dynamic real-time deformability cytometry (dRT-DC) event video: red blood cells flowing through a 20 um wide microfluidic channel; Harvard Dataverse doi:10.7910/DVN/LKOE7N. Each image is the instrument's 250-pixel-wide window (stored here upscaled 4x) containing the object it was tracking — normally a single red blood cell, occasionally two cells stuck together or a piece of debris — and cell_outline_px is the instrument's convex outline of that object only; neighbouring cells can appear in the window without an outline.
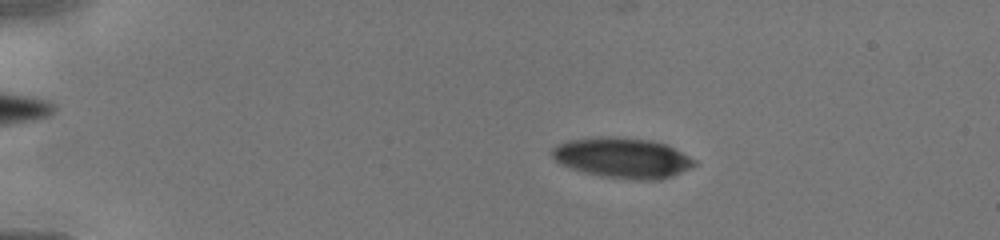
{"species": "human", "species_latin": "Homo sapiens", "temperature_condition": "cold", "stored_images_in_passage": 16, "camera_frame_rate_fps": 3000, "um_per_image_px": 0.085, "donor": {"sex": "male"}, "frame": {"image": 1, "passage_image": 9, "time_ms": 2.667, "image_size_px": [1000, 240], "cell_outline_px": [[696, 164], [692, 168], [672, 176], [660, 180], [632, 180], [600, 176], [568, 168], [560, 164], [552, 156], [552, 148], [556, 144], [568, 140], [604, 136], [652, 140], [664, 144], [696, 160]], "centroid_in_image_um": [52.89, 13.43], "position_along_channel_um": 32.1, "area_um2": 33.52}}
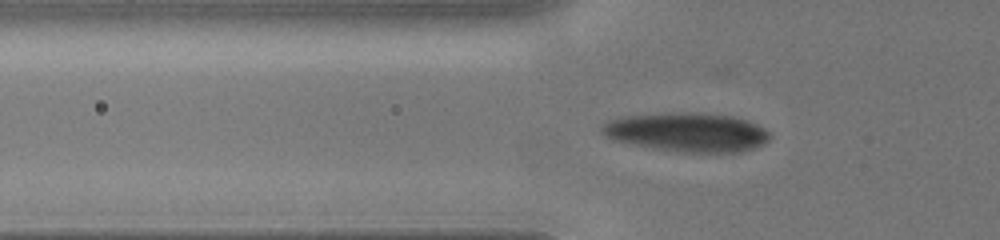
{"frame": {"image": 2, "passage_image": 15, "time_ms": 5.0, "image_size_px": [1000, 240], "cell_outline_px": [[772, 136], [768, 140], [752, 148], [740, 152], [676, 152], [632, 144], [612, 140], [604, 136], [600, 132], [600, 128], [608, 120], [620, 116], [664, 112], [692, 112], [732, 116], [748, 120], [764, 128]], "centroid_in_image_um": [58.34, 11.22], "position_along_channel_um": 67.5, "area_um2": 38.49}}